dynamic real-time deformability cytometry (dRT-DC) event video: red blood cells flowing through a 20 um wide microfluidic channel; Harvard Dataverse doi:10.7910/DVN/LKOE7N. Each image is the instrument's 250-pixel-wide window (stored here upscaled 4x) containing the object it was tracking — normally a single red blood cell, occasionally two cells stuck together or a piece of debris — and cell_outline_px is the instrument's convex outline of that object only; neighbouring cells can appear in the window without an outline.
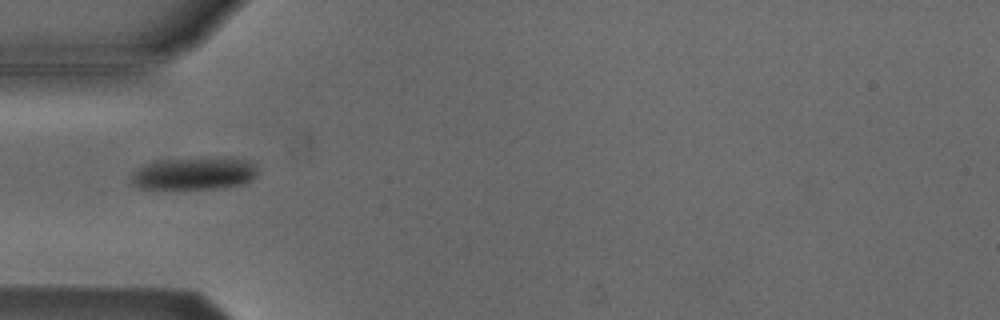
{"species": "Egyptian fruit bat (a non-hibernating species)", "species_latin": "Rousettus aegyptiacus", "temperature_condition": "cold", "stored_images_in_passage": 32, "camera_frame_rate_fps": 3000, "um_per_image_px": 0.085, "animal": {"sex": "male"}, "frame": {"image": 1, "passage_image": 1, "time_ms": 0.0, "image_size_px": [1000, 320], "cell_outline_px": [[256, 172], [252, 180], [240, 184], [212, 188], [140, 188], [132, 180], [132, 176], [140, 168], [156, 160], [224, 156], [248, 160], [256, 164]], "centroid_in_image_um": [16.59, 14.7], "position_along_channel_um": 68.4, "area_um2": 23.64}}
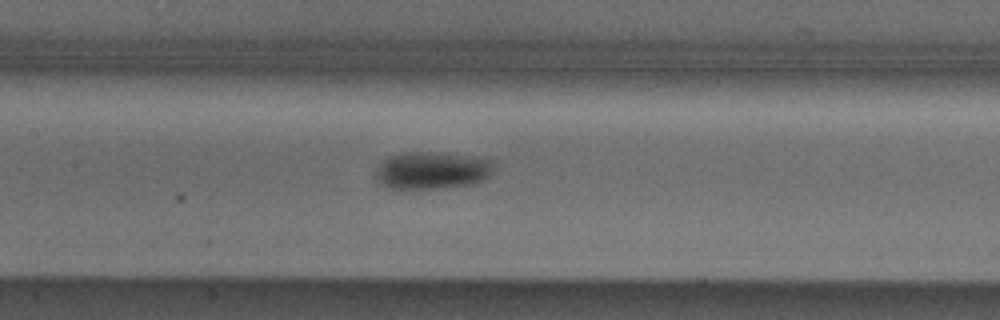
{"frame": {"image": 2, "passage_image": 9, "time_ms": 2.667, "image_size_px": [1000, 320], "cell_outline_px": [[492, 172], [484, 180], [472, 184], [436, 188], [388, 188], [376, 180], [376, 168], [388, 156], [400, 152], [448, 152], [488, 160], [492, 164]], "centroid_in_image_um": [36.67, 14.47], "position_along_channel_um": 170.7, "area_um2": 25.61}}
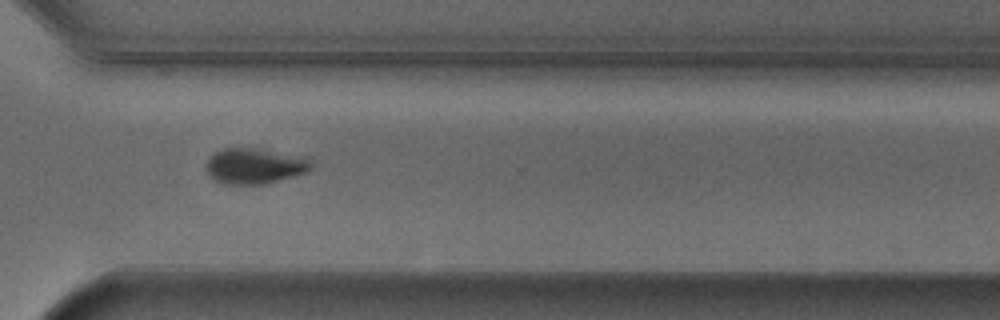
{"frame": {"image": 3, "passage_image": 23, "time_ms": 7.333, "image_size_px": [1000, 320], "cell_outline_px": [[312, 168], [308, 172], [264, 184], [228, 184], [216, 180], [208, 176], [208, 160], [216, 152], [224, 148], [264, 148], [304, 156], [312, 164]], "centroid_in_image_um": [21.7, 14.09], "position_along_channel_um": 348.9, "area_um2": 21.79}, "authors_computed_cell_mechanics": {"area_um2": 24.1315, "velocity_mm_per_s": 3.8235, "shape_relaxation_time_tau1_ms": 1.91, "shape_relaxation_time_tau2_ms": null, "deformation_change_tau1": 0.0734, "deformation_change_tau2": null}}